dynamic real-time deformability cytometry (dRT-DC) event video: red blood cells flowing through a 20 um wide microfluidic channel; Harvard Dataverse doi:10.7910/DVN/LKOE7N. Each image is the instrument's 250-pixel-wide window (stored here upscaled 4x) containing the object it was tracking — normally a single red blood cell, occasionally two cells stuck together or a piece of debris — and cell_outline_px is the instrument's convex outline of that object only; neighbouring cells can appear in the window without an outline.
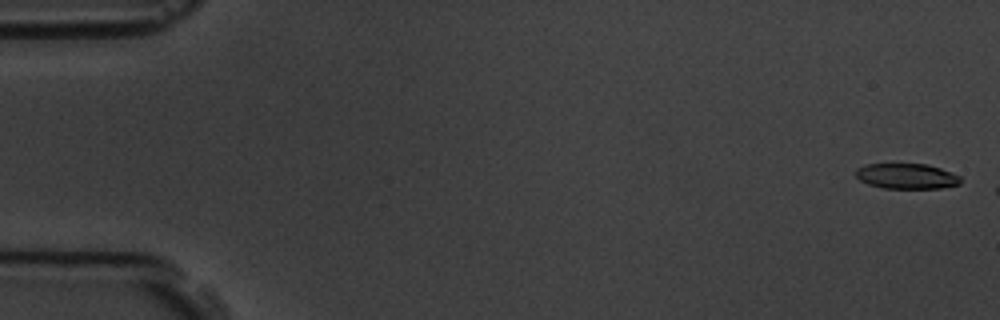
{"species": "common noctule bat (a hibernating species)", "species_latin": "Nyctalus noctula", "temperature_condition": "room temperature", "stored_images_in_passage": 3, "camera_frame_rate_fps": 3000, "um_per_image_px": 0.085, "animal": {"sex": "male", "body_mass_g": 19.5, "forearm_length_mm": 54.6}, "frame": {"image": 1, "passage_image": 1, "time_ms": 0.0, "image_size_px": [1000, 320], "cell_outline_px": [[960, 184], [940, 188], [884, 188], [868, 184], [860, 180], [856, 176], [856, 168], [864, 164], [928, 164], [940, 168], [960, 176]], "centroid_in_image_um": [77.04, 14.97], "position_along_channel_um": 8.0, "area_um2": 15.43}}